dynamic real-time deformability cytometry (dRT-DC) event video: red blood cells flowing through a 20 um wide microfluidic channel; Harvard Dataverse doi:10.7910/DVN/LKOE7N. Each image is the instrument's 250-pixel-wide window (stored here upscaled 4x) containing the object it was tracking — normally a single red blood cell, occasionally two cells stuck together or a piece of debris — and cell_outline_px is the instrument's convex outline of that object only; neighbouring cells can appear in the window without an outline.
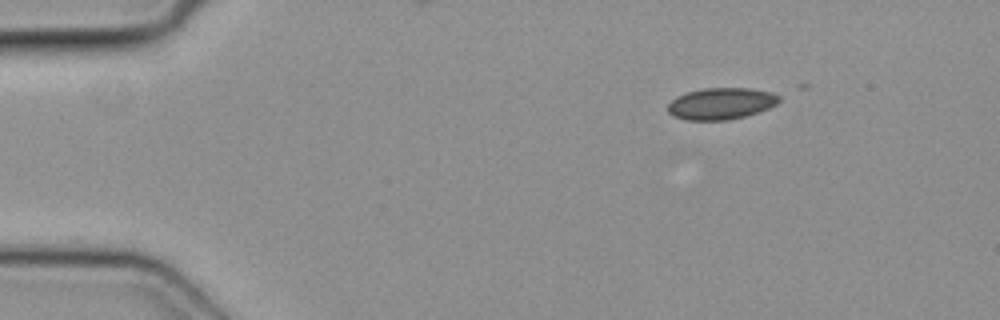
{"species": "common noctule bat (a hibernating species)", "species_latin": "Nyctalus noctula", "temperature_condition": "cold", "stored_images_in_passage": 4, "segment_of_instrument_passage": [1, 2], "camera_frame_rate_fps": 3000, "um_per_image_px": 0.085, "animal": {"sex": "female", "body_mass_g": 19.3, "forearm_length_mm": 54.1}, "frame": {"image": 1, "passage_image": 1, "time_ms": 0.0, "image_size_px": [1000, 320], "cell_outline_px": [[780, 100], [776, 104], [768, 108], [744, 116], [728, 120], [684, 120], [672, 116], [668, 112], [668, 104], [676, 96], [688, 92], [704, 88], [752, 88], [772, 92], [780, 96]], "centroid_in_image_um": [61.27, 8.8], "position_along_channel_um": 23.7, "area_um2": 20.52}}